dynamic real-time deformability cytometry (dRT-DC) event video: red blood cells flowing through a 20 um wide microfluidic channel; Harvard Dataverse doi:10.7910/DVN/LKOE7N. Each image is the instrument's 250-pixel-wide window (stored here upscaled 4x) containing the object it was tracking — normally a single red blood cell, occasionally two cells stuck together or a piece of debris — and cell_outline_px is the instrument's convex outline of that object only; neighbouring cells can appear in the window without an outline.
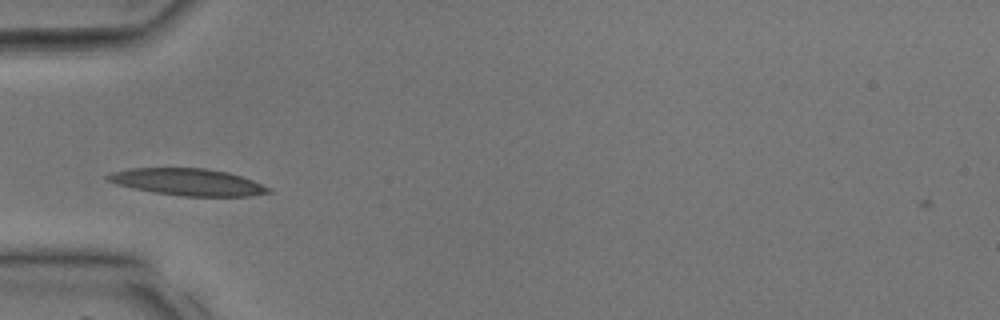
{"species": "common noctule bat (a hibernating species)", "species_latin": "Nyctalus noctula", "temperature_condition": "room temperature", "stored_images_in_passage": 27, "camera_frame_rate_fps": 3000, "um_per_image_px": 0.085, "animal": {"sex": "male", "body_mass_g": 17.9, "forearm_length_mm": 54.2}, "frame": {"image": 1, "passage_image": 1, "time_ms": 0.0, "image_size_px": [1000, 320], "cell_outline_px": [[272, 192], [252, 196], [180, 196], [132, 188], [116, 184], [108, 180], [104, 176], [112, 172], [128, 168], [204, 168], [228, 172], [252, 180], [272, 188]], "centroid_in_image_um": [15.97, 15.47], "position_along_channel_um": 69.0, "area_um2": 25.2}}
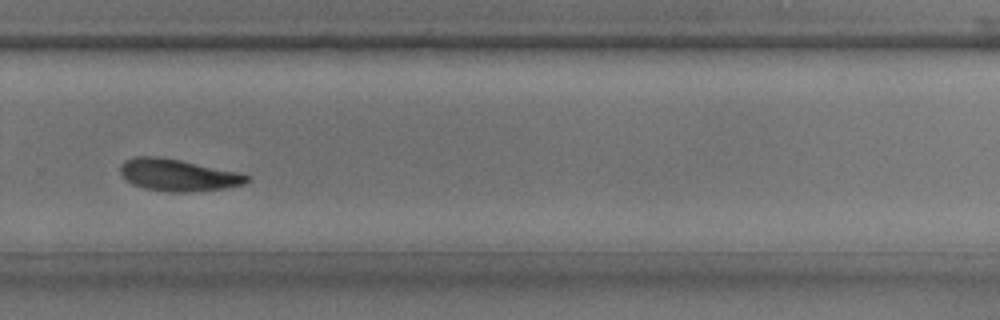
{"frame": {"image": 2, "passage_image": 15, "time_ms": 4.667, "image_size_px": [1000, 320], "cell_outline_px": [[252, 176], [244, 184], [224, 188], [184, 192], [168, 192], [144, 188], [132, 184], [120, 172], [120, 164], [124, 160], [136, 156], [160, 156], [240, 172]], "centroid_in_image_um": [15.13, 14.87], "position_along_channel_um": 314.7, "area_um2": 23.58}}
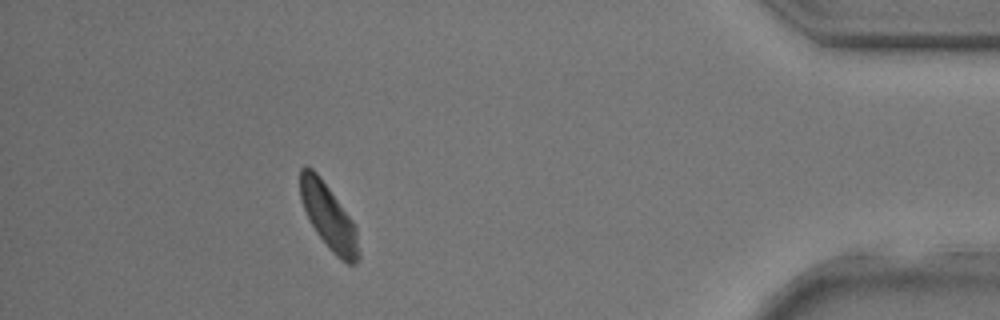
{"frame": {"image": 3, "passage_image": 23, "time_ms": 7.333, "image_size_px": [1000, 320], "cell_outline_px": [[360, 256], [356, 264], [348, 264], [340, 260], [328, 248], [316, 232], [304, 208], [300, 196], [300, 168], [304, 164], [312, 168], [320, 176], [352, 220], [356, 228], [360, 252]], "centroid_in_image_um": [27.94, 18.44], "position_along_channel_um": 407.3, "area_um2": 22.14}}